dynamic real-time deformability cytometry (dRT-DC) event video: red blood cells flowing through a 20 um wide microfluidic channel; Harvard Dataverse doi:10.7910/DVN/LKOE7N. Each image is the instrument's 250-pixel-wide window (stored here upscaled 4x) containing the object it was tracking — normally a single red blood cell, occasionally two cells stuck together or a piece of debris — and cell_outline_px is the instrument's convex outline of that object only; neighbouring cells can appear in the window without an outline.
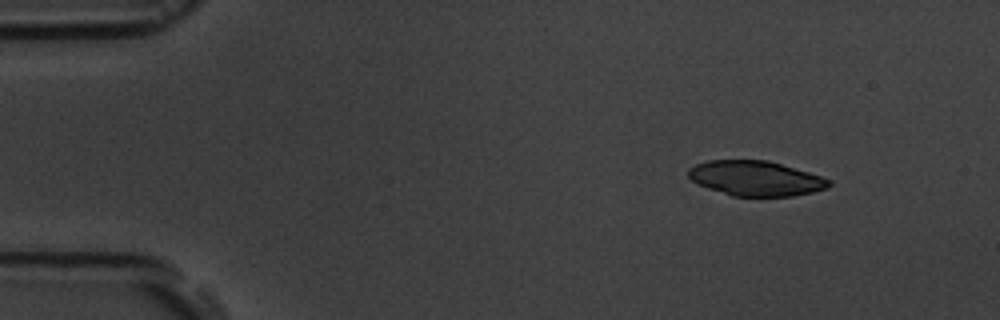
{"species": "common noctule bat (a hibernating species)", "species_latin": "Nyctalus noctula", "temperature_condition": "room temperature", "stored_images_in_passage": 15, "camera_frame_rate_fps": 3000, "um_per_image_px": 0.085, "animal": {"sex": "male", "body_mass_g": 19.5, "forearm_length_mm": 54.6}, "frame": {"image": 1, "passage_image": 1, "time_ms": 0.0, "image_size_px": [1000, 320], "cell_outline_px": [[832, 184], [828, 188], [812, 192], [792, 196], [732, 196], [696, 184], [688, 176], [688, 168], [696, 164], [708, 160], [768, 160], [808, 172], [832, 180]], "centroid_in_image_um": [64.23, 15.16], "position_along_channel_um": 20.8, "area_um2": 28.67}}